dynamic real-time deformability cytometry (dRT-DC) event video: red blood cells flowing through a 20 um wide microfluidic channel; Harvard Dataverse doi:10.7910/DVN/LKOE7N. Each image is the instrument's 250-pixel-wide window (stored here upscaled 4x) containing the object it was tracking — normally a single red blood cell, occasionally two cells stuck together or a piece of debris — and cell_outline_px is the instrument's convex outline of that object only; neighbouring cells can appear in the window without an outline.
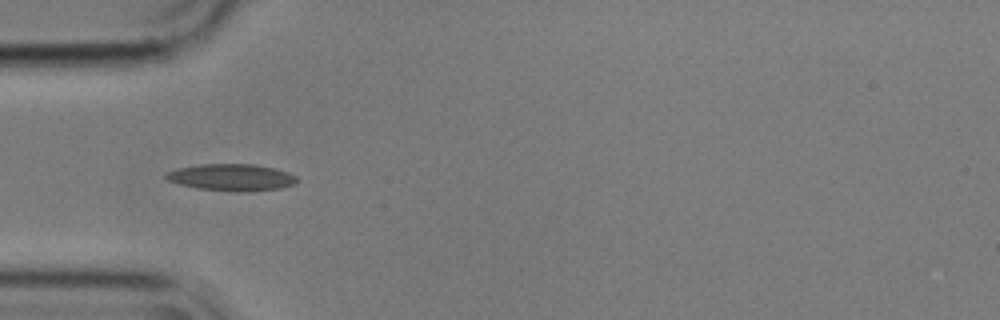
{"species": "common noctule bat (a hibernating species)", "species_latin": "Nyctalus noctula", "temperature_condition": "cold", "stored_images_in_passage": 9, "camera_frame_rate_fps": 3000, "um_per_image_px": 0.085, "animal": {"sex": "male", "body_mass_g": 17.9}, "frame": {"image": 1, "passage_image": 4, "time_ms": 1.0, "image_size_px": [1000, 320], "cell_outline_px": [[300, 180], [296, 184], [280, 188], [248, 192], [236, 192], [200, 188], [180, 184], [168, 180], [164, 176], [168, 172], [180, 168], [200, 164], [256, 164], [276, 168], [288, 172], [296, 176]], "centroid_in_image_um": [19.78, 15.07], "position_along_channel_um": 65.2, "area_um2": 20.52}}
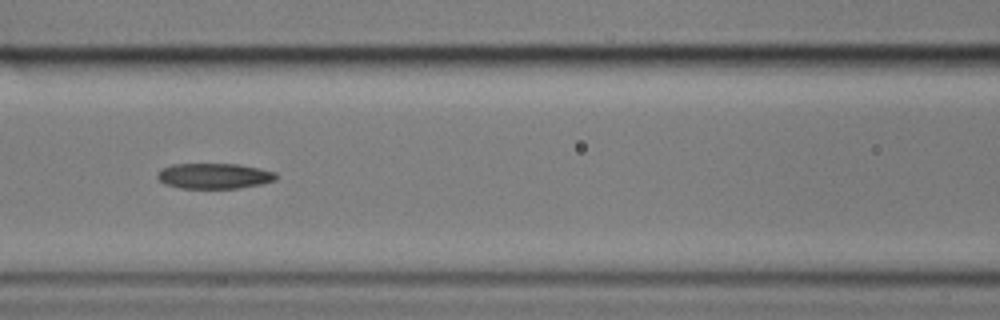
{"frame": {"image": 2, "passage_image": 6, "time_ms": 1.667, "image_size_px": [1000, 320], "cell_outline_px": [[280, 176], [276, 180], [260, 184], [240, 188], [180, 188], [164, 184], [156, 176], [156, 172], [160, 168], [172, 164], [236, 164], [260, 168], [276, 172]], "centroid_in_image_um": [18.2, 14.95], "position_along_channel_um": 148.4, "area_um2": 17.86}}
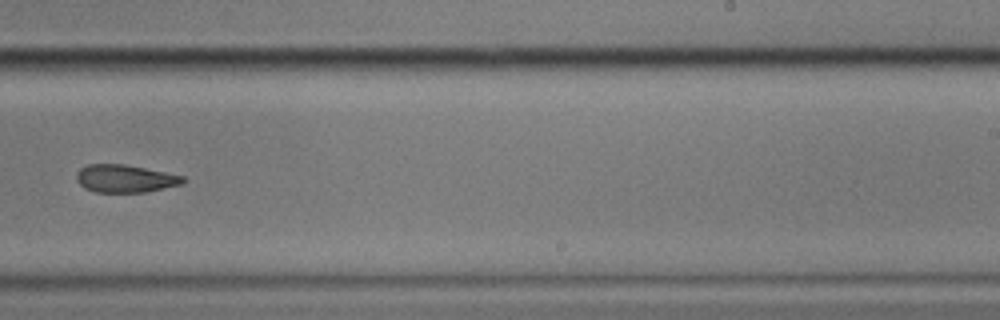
{"frame": {"image": 3, "passage_image": 9, "time_ms": 2.667, "image_size_px": [1000, 320], "cell_outline_px": [[184, 184], [144, 192], [96, 192], [84, 188], [76, 180], [76, 172], [80, 168], [88, 164], [124, 164], [184, 176]], "centroid_in_image_um": [10.6, 15.18], "position_along_channel_um": 278.4, "area_um2": 17.17}}